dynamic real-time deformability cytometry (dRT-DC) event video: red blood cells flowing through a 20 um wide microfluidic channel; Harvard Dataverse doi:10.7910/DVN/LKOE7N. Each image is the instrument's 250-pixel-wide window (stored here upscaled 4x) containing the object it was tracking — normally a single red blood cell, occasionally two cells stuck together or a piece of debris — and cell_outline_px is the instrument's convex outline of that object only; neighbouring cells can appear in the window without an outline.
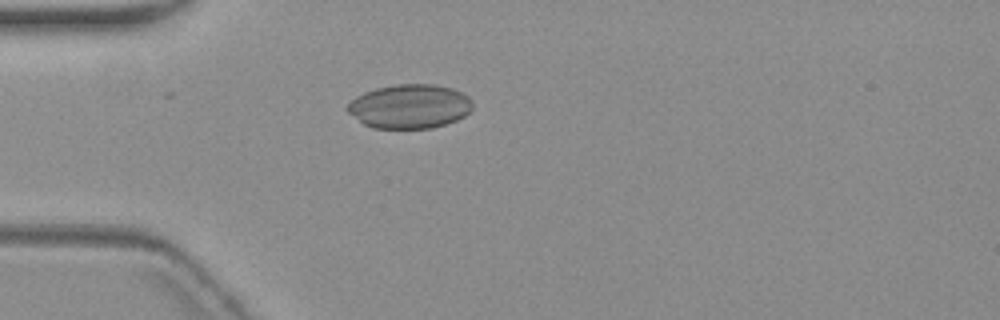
{"species": "common noctule bat (a hibernating species)", "species_latin": "Nyctalus noctula", "temperature_condition": "warm", "stored_images_in_passage": 2, "camera_frame_rate_fps": 3000, "um_per_image_px": 0.085, "animal": {"sex": "female", "body_mass_g": 19.3, "forearm_length_mm": 54.1}, "frame": {"image": 1, "passage_image": 1, "time_ms": 0.0, "image_size_px": [1000, 320], "cell_outline_px": [[472, 108], [464, 116], [456, 120], [432, 128], [372, 128], [364, 124], [348, 112], [344, 108], [356, 96], [364, 92], [376, 88], [396, 84], [436, 84], [452, 88], [468, 96], [472, 100]], "centroid_in_image_um": [34.81, 9.03], "position_along_channel_um": 50.2, "area_um2": 32.19}}